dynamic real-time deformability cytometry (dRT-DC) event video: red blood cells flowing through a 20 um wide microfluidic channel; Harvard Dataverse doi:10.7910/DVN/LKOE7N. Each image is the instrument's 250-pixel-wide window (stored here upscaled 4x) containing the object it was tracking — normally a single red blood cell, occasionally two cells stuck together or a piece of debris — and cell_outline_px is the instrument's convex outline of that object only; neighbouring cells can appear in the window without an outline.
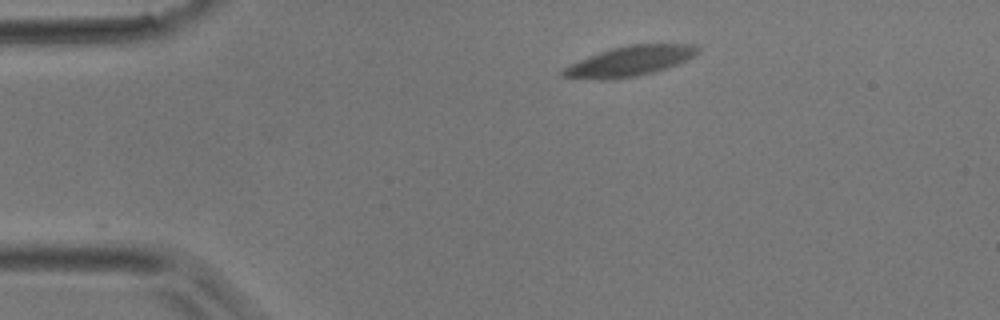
{"species": "common noctule bat (a hibernating species)", "species_latin": "Nyctalus noctula", "temperature_condition": "room temperature", "stored_images_in_passage": 25, "camera_frame_rate_fps": 3000, "um_per_image_px": 0.085, "animal": {"sex": "male", "body_mass_g": 17.9}, "frame": {"image": 1, "passage_image": 1, "time_ms": 0.0, "image_size_px": [1000, 320], "cell_outline_px": [[700, 52], [688, 60], [668, 68], [636, 76], [612, 80], [596, 80], [560, 76], [560, 72], [564, 68], [588, 56], [612, 48], [628, 44], [696, 44], [700, 48]], "centroid_in_image_um": [53.57, 5.2], "position_along_channel_um": 31.4, "area_um2": 23.76}}
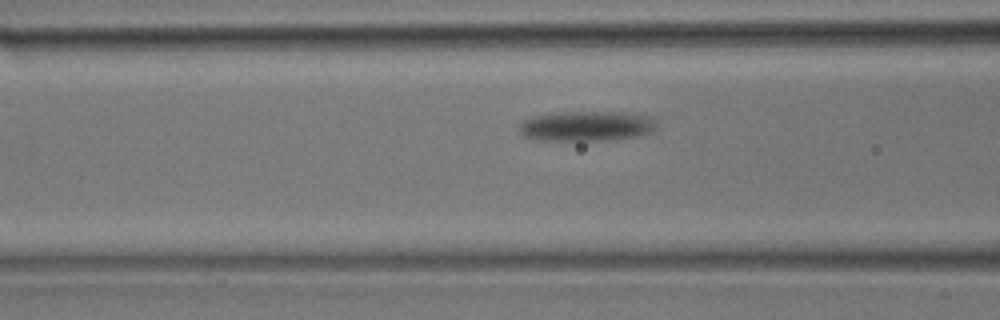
{"frame": {"image": 2, "passage_image": 12, "time_ms": 3.667, "image_size_px": [1000, 320], "cell_outline_px": [[656, 128], [652, 132], [640, 136], [616, 140], [540, 140], [524, 136], [520, 132], [520, 124], [524, 120], [532, 116], [564, 112], [620, 112], [652, 116], [656, 124]], "centroid_in_image_um": [49.91, 10.72], "position_along_channel_um": 116.7, "area_um2": 24.16}}
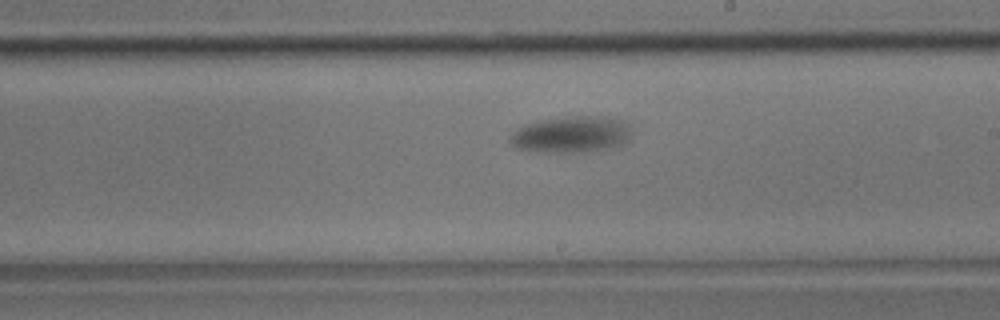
{"frame": {"image": 3, "passage_image": 22, "time_ms": 7.0, "image_size_px": [1000, 320], "cell_outline_px": [[632, 132], [628, 140], [624, 144], [616, 148], [584, 152], [544, 152], [520, 148], [512, 144], [508, 140], [508, 136], [512, 132], [524, 124], [540, 120], [564, 116], [604, 116], [624, 120], [632, 124]], "centroid_in_image_um": [48.64, 11.41], "position_along_channel_um": 240.4, "area_um2": 26.47}}